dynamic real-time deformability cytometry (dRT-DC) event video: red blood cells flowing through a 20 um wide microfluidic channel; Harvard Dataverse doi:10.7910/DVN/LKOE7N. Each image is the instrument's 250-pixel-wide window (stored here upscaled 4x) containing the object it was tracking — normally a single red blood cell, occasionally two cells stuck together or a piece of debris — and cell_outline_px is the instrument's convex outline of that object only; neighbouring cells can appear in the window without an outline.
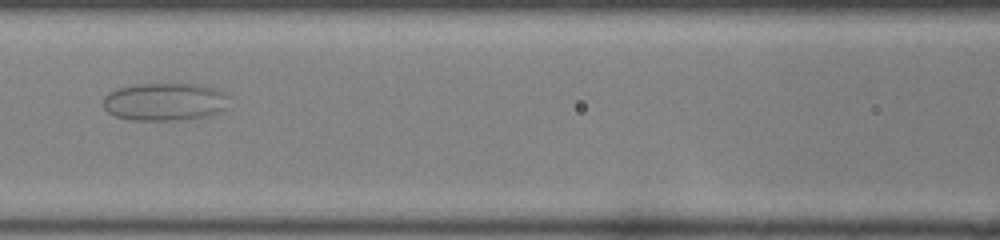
{"species": "common noctule bat (a hibernating species)", "species_latin": "Nyctalus noctula", "temperature_condition": "room temperature", "stored_images_in_passage": 50, "camera_frame_rate_fps": 3000, "um_per_image_px": 0.085, "animal": {"sex": "female", "body_mass_g": 22.0, "forearm_length_mm": 56.7}, "frame": {"image": 1, "passage_image": 23, "time_ms": 7.333, "image_size_px": [1000, 240], "cell_outline_px": [[232, 96], [228, 108], [220, 112], [208, 116], [180, 120], [132, 120], [116, 116], [108, 112], [104, 108], [104, 96], [108, 92], [120, 88], [136, 84], [200, 84], [216, 88]], "centroid_in_image_um": [14.1, 8.65], "position_along_channel_um": 152.5, "area_um2": 28.21}}
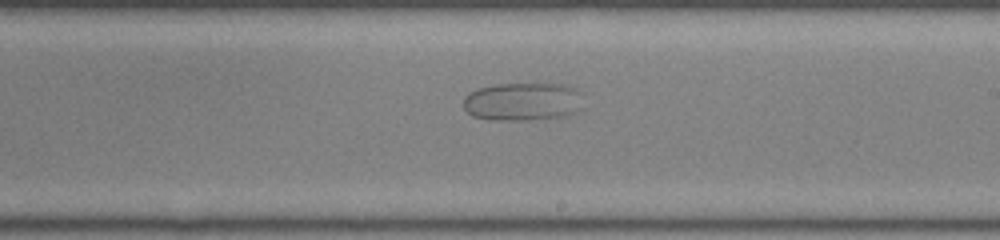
{"frame": {"image": 2, "passage_image": 30, "time_ms": 9.667, "image_size_px": [1000, 240], "cell_outline_px": [[576, 112], [564, 116], [528, 120], [488, 120], [472, 116], [464, 108], [464, 96], [468, 92], [476, 88], [492, 84], [560, 84], [576, 88]], "centroid_in_image_um": [44.27, 8.64], "position_along_channel_um": 244.7, "area_um2": 26.3}}
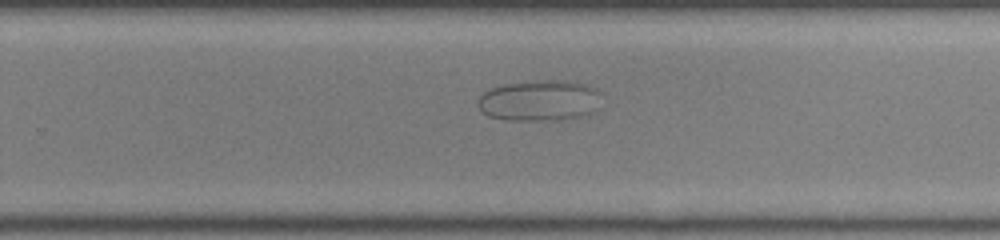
{"frame": {"image": 3, "passage_image": 33, "time_ms": 10.667, "image_size_px": [1000, 240], "cell_outline_px": [[600, 92], [596, 112], [588, 116], [564, 120], [504, 120], [488, 116], [476, 104], [476, 100], [488, 88], [504, 84], [532, 80], [568, 80], [588, 84], [596, 88]], "centroid_in_image_um": [45.88, 8.54], "position_along_channel_um": 283.9, "area_um2": 30.29}}